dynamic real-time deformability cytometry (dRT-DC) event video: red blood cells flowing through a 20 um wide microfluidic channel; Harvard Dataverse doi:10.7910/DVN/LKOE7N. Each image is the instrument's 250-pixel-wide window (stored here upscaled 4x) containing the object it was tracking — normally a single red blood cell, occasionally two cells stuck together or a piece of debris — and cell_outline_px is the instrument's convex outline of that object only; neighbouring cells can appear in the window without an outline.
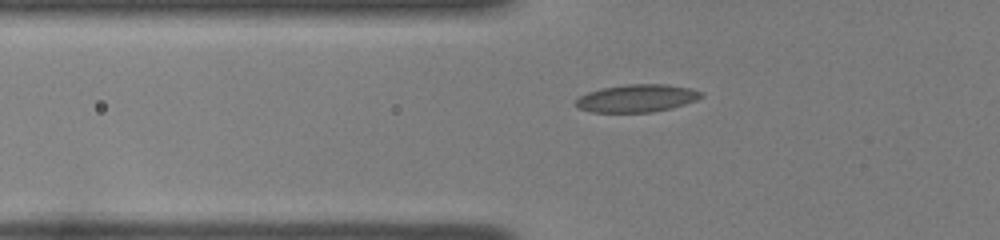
{"species": "common noctule bat (a hibernating species)", "species_latin": "Nyctalus noctula", "temperature_condition": "room temperature", "stored_images_in_passage": 47, "camera_frame_rate_fps": 3000, "um_per_image_px": 0.085, "animal": {"sex": "female", "body_mass_g": 22.0, "forearm_length_mm": 56.7}, "frame": {"image": 1, "passage_image": 16, "time_ms": 5.0, "image_size_px": [1000, 240], "cell_outline_px": [[704, 96], [696, 100], [672, 108], [652, 112], [592, 112], [580, 108], [572, 104], [580, 96], [588, 92], [600, 88], [628, 84], [668, 84], [688, 88], [704, 92]], "centroid_in_image_um": [54.13, 8.35], "position_along_channel_um": 71.7, "area_um2": 20.29}}
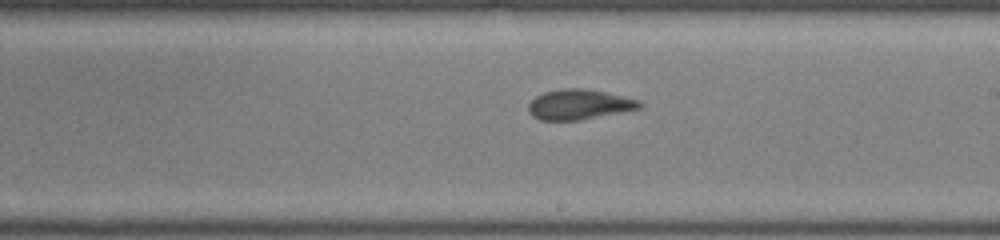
{"frame": {"image": 2, "passage_image": 29, "time_ms": 9.333, "image_size_px": [1000, 240], "cell_outline_px": [[644, 104], [640, 108], [580, 120], [540, 120], [532, 116], [528, 112], [528, 104], [536, 96], [544, 92], [564, 88], [584, 88], [604, 92], [640, 100]], "centroid_in_image_um": [49.2, 8.88], "position_along_channel_um": 239.8, "area_um2": 19.42}}
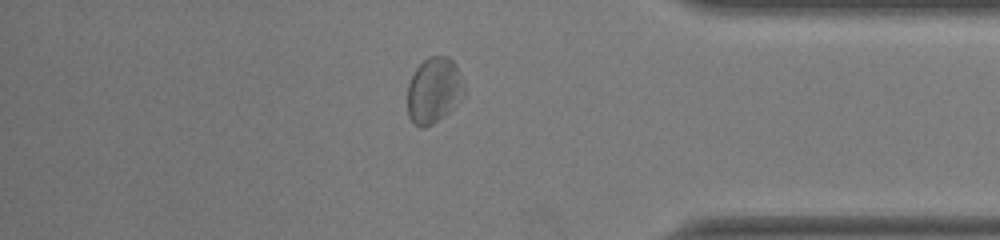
{"frame": {"image": 3, "passage_image": 42, "time_ms": 13.667, "image_size_px": [1000, 240], "cell_outline_px": [[464, 92], [452, 108], [444, 116], [432, 124], [424, 128], [420, 128], [408, 116], [408, 84], [416, 68], [428, 56], [448, 56], [456, 64], [464, 88]], "centroid_in_image_um": [36.86, 7.67], "position_along_channel_um": 398.3, "area_um2": 21.39}}